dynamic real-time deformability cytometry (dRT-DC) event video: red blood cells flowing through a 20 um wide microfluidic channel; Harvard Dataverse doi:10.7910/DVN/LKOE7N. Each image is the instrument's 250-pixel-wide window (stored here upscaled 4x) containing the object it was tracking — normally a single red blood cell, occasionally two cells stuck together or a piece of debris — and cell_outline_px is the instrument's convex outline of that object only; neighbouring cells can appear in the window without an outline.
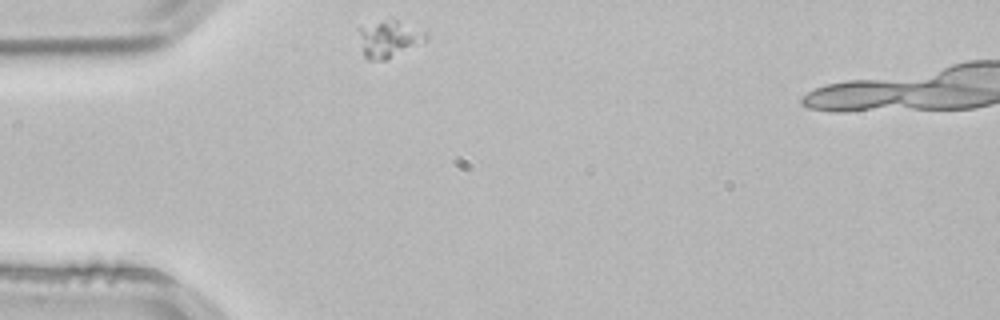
{"species": "common noctule bat (a hibernating species)", "species_latin": "Nyctalus noctula", "temperature_condition": "room temperature", "stored_images_in_passage": 38, "segment_of_instrument_passage": [1, 2], "camera_frame_rate_fps": 3000, "um_per_image_px": 0.085, "animal": {"sex": "male", "body_mass_g": 21.5, "forearm_length_mm": 52.0}, "frame": {"image": 1, "passage_image": 1, "time_ms": 0.0, "image_size_px": [1000, 320], "cell_outline_px": [[428, 36], [424, 40], [384, 60], [368, 60], [364, 56], [360, 32], [360, 28], [392, 16], [424, 32]], "centroid_in_image_um": [33.05, 3.26], "position_along_channel_um": 52.0, "area_um2": 13.81}}
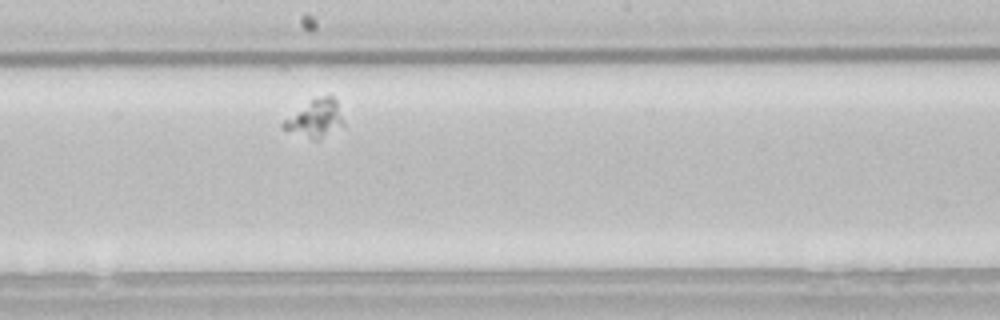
{"frame": {"image": 2, "passage_image": 17, "time_ms": 5.333, "image_size_px": [1000, 320], "cell_outline_px": [[344, 124], [320, 140], [312, 140], [280, 128], [280, 124], [284, 120], [312, 100], [324, 96], [332, 96], [336, 100]], "centroid_in_image_um": [26.78, 10.12], "position_along_channel_um": 221.4, "area_um2": 12.83}}
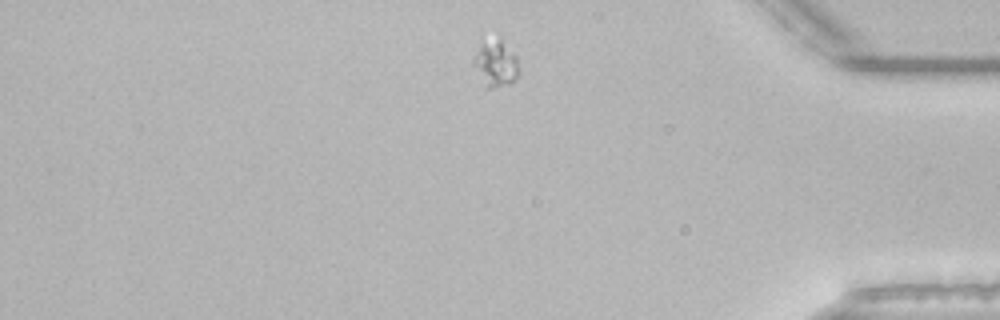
{"frame": {"image": 3, "passage_image": 34, "time_ms": 11.0, "image_size_px": [1000, 320], "cell_outline_px": [[520, 76], [516, 80], [508, 84], [492, 88], [484, 88], [472, 64], [472, 60], [476, 52], [484, 44], [500, 36], [516, 56], [520, 68]], "centroid_in_image_um": [42.17, 5.46], "position_along_channel_um": 393.0, "area_um2": 12.48}}